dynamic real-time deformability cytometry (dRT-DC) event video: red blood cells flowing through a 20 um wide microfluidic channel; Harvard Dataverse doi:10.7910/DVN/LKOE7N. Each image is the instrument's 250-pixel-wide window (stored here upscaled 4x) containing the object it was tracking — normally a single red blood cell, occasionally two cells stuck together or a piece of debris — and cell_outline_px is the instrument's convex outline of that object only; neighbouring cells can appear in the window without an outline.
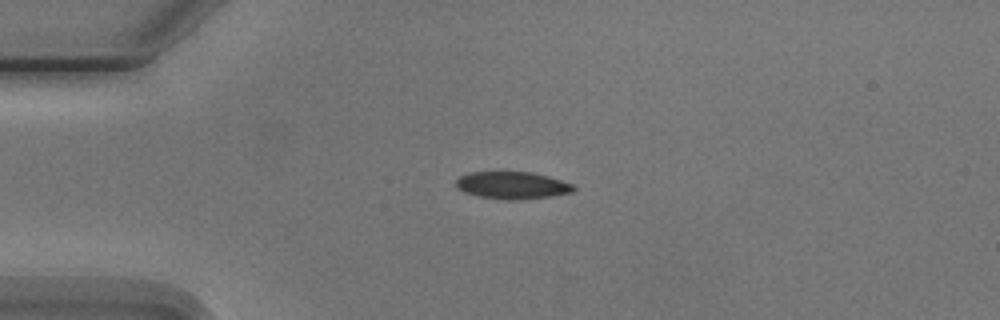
{"species": "Egyptian fruit bat (a non-hibernating species)", "species_latin": "Rousettus aegyptiacus", "temperature_condition": "cold", "stored_images_in_passage": 3, "camera_frame_rate_fps": 3000, "um_per_image_px": 0.085, "animal": {"sex": "male"}, "frame": {"image": 1, "passage_image": 2, "time_ms": 1.333, "image_size_px": [1000, 320], "cell_outline_px": [[576, 188], [572, 192], [552, 196], [520, 200], [504, 200], [480, 196], [464, 192], [456, 188], [456, 180], [460, 176], [468, 172], [532, 172], [548, 176], [572, 184]], "centroid_in_image_um": [43.53, 15.75], "position_along_channel_um": 41.5, "area_um2": 18.73}}